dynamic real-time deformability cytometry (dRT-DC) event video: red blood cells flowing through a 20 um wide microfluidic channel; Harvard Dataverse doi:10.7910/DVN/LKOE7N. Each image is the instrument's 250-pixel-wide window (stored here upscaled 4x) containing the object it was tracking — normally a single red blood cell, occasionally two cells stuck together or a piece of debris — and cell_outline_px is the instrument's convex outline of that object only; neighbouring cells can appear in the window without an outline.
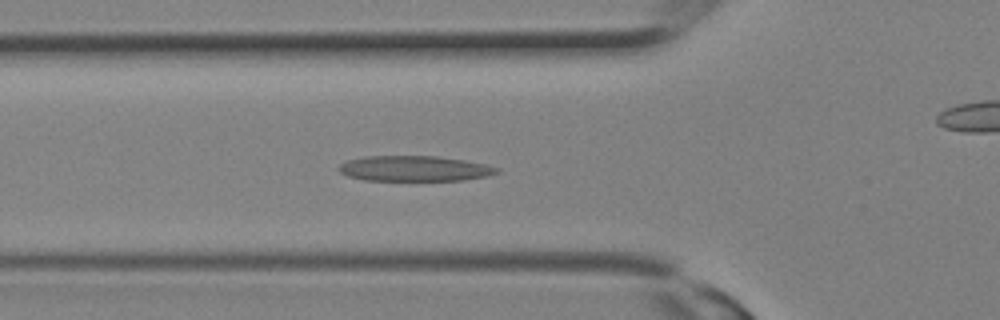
{"species": "Egyptian fruit bat (a non-hibernating species)", "species_latin": "Rousettus aegyptiacus", "temperature_condition": "room temperature", "stored_images_in_passage": 7, "camera_frame_rate_fps": 3000, "um_per_image_px": 0.085, "animal": {"sex": "female"}, "frame": {"image": 1, "passage_image": 5, "time_ms": 1.333, "image_size_px": [1000, 320], "cell_outline_px": [[500, 172], [488, 176], [464, 180], [364, 180], [348, 176], [340, 172], [340, 164], [348, 160], [364, 156], [436, 156], [464, 160], [484, 164], [500, 168]], "centroid_in_image_um": [35.26, 14.32], "position_along_channel_um": 90.5, "area_um2": 23.29}}
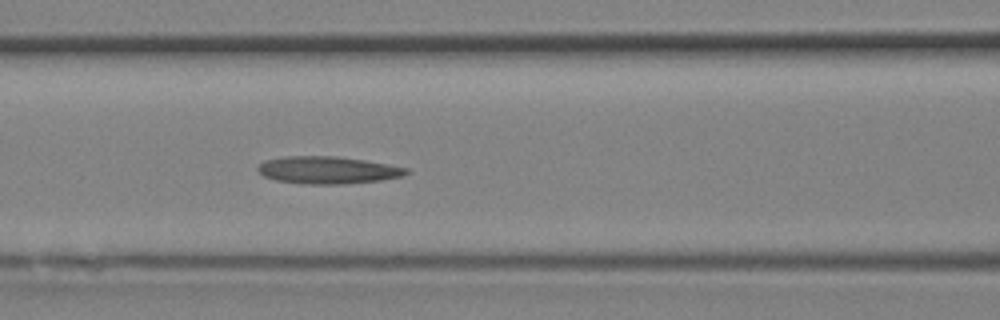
{"frame": {"image": 2, "passage_image": 7, "time_ms": 2.0, "image_size_px": [1000, 320], "cell_outline_px": [[412, 172], [404, 176], [380, 180], [344, 184], [308, 184], [276, 180], [264, 176], [256, 168], [264, 160], [288, 156], [336, 156], [364, 160], [388, 164], [408, 168]], "centroid_in_image_um": [27.9, 14.45], "position_along_channel_um": 138.7, "area_um2": 23.64}}